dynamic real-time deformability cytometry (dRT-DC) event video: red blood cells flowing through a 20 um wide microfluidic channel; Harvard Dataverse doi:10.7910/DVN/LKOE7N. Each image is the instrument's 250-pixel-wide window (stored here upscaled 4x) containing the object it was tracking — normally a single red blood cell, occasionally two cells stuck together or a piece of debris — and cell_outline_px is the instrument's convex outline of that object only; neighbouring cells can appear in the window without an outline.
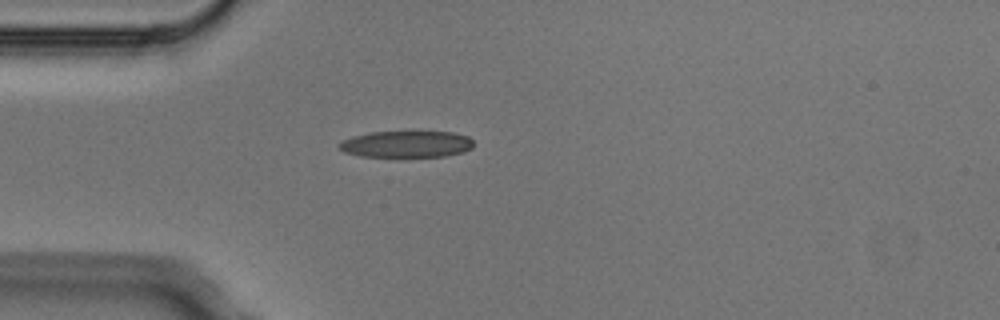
{"species": "Egyptian fruit bat (a non-hibernating species)", "species_latin": "Rousettus aegyptiacus", "temperature_condition": "cold", "stored_images_in_passage": 1, "camera_frame_rate_fps": 3000, "um_per_image_px": 0.085, "animal": {"sex": "male"}, "frame": {"image": 1, "passage_image": 1, "time_ms": 0.0, "image_size_px": [1000, 320], "cell_outline_px": [[472, 148], [464, 152], [444, 156], [396, 160], [360, 156], [344, 152], [336, 144], [352, 136], [372, 132], [452, 132], [468, 136], [472, 140]], "centroid_in_image_um": [34.51, 12.31], "position_along_channel_um": 50.5, "area_um2": 21.85}}